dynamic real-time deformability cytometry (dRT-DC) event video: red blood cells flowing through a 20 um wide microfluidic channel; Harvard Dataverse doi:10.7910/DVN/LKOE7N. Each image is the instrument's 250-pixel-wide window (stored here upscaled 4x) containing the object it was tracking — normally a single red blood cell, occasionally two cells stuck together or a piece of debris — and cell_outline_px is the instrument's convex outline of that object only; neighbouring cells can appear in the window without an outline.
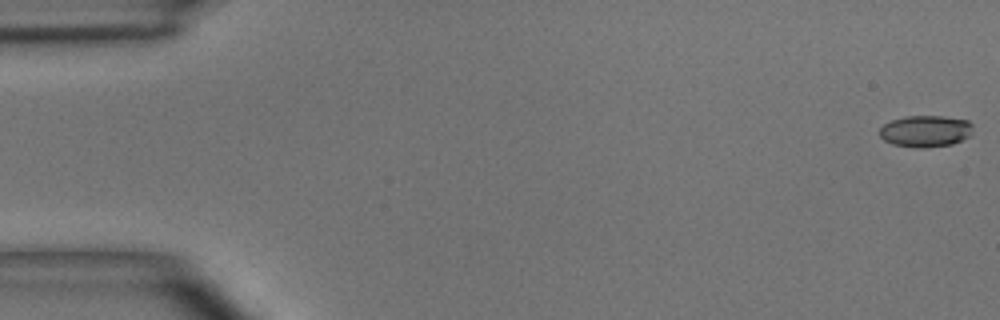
{"species": "common noctule bat (a hibernating species)", "species_latin": "Nyctalus noctula", "temperature_condition": "room temperature", "stored_images_in_passage": 51, "camera_frame_rate_fps": 3000, "um_per_image_px": 0.085, "animal": {"sex": "male", "body_mass_g": 15.6}, "frame": {"image": 1, "passage_image": 1, "time_ms": 0.0, "image_size_px": [1000, 320], "cell_outline_px": [[972, 132], [968, 136], [952, 144], [924, 148], [916, 148], [892, 144], [884, 140], [880, 136], [880, 128], [884, 124], [892, 120], [904, 116], [944, 116], [968, 120], [972, 124]], "centroid_in_image_um": [78.66, 11.14], "position_along_channel_um": 6.3, "area_um2": 17.22}}
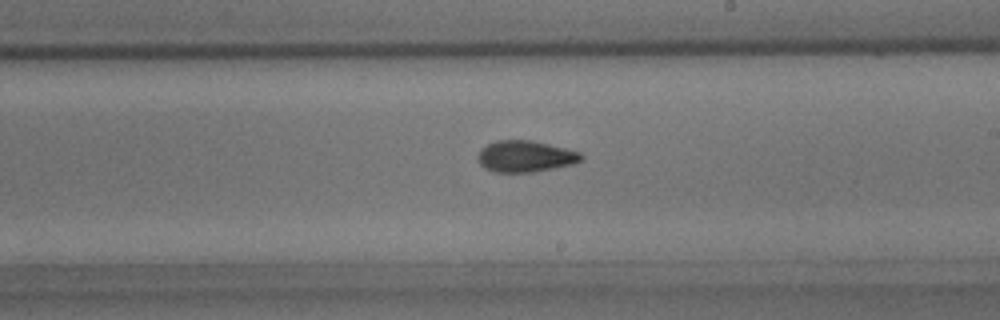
{"frame": {"image": 2, "passage_image": 30, "time_ms": 9.667, "image_size_px": [1000, 320], "cell_outline_px": [[584, 156], [580, 160], [572, 164], [532, 172], [496, 172], [484, 168], [480, 164], [476, 156], [480, 148], [496, 140], [532, 140], [580, 152]], "centroid_in_image_um": [44.6, 13.28], "position_along_channel_um": 244.4, "area_um2": 18.84}}
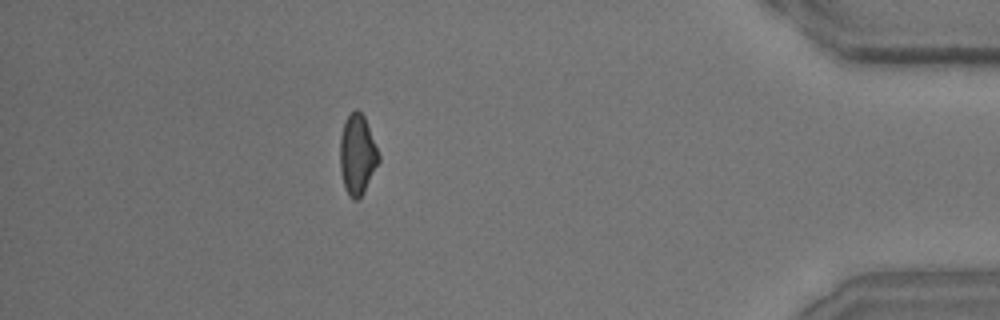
{"frame": {"image": 3, "passage_image": 46, "time_ms": 15.0, "image_size_px": [1000, 320], "cell_outline_px": [[380, 160], [364, 192], [356, 200], [352, 200], [348, 196], [344, 188], [340, 172], [340, 136], [344, 120], [356, 108], [364, 116], [380, 156]], "centroid_in_image_um": [30.35, 13.17], "position_along_channel_um": 404.8, "area_um2": 18.15}}